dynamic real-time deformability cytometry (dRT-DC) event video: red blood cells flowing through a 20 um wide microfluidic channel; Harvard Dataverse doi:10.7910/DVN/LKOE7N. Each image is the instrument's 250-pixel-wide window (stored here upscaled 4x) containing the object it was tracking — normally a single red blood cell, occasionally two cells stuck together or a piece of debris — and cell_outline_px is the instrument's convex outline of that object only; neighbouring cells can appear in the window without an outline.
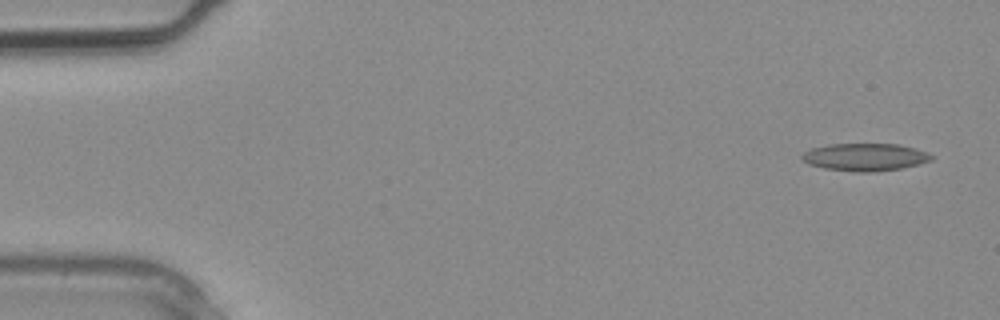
{"species": "common noctule bat (a hibernating species)", "species_latin": "Nyctalus noctula", "temperature_condition": "warm", "stored_images_in_passage": 4, "camera_frame_rate_fps": 3000, "um_per_image_px": 0.085, "animal": {"sex": "male", "body_mass_g": 20.4}, "frame": {"image": 1, "passage_image": 1, "time_ms": 0.0, "image_size_px": [1000, 320], "cell_outline_px": [[936, 156], [932, 160], [900, 168], [872, 172], [856, 172], [824, 168], [808, 164], [800, 156], [804, 152], [812, 148], [828, 144], [896, 144], [916, 148], [928, 152]], "centroid_in_image_um": [73.54, 13.34], "position_along_channel_um": 11.5, "area_um2": 20.75}}
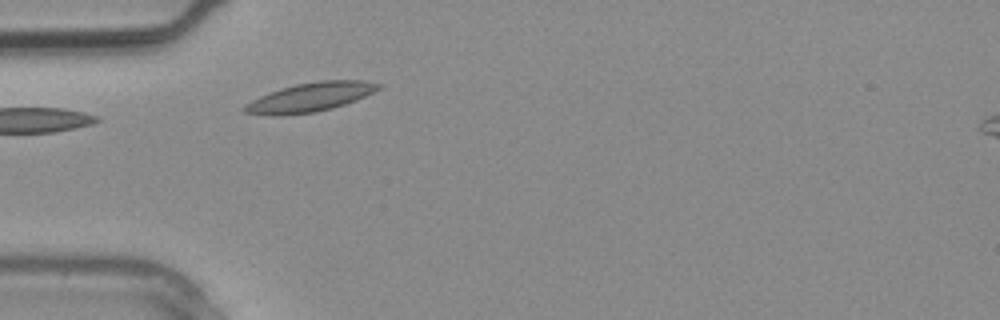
{"frame": {"image": 2, "passage_image": 4, "time_ms": 1.0, "image_size_px": [1000, 320], "cell_outline_px": [[380, 88], [356, 100], [332, 108], [316, 112], [280, 116], [272, 116], [244, 112], [240, 108], [252, 100], [260, 96], [280, 88], [296, 84], [320, 80], [364, 80], [380, 84]], "centroid_in_image_um": [26.32, 8.27], "position_along_channel_um": 58.7, "area_um2": 22.6}}